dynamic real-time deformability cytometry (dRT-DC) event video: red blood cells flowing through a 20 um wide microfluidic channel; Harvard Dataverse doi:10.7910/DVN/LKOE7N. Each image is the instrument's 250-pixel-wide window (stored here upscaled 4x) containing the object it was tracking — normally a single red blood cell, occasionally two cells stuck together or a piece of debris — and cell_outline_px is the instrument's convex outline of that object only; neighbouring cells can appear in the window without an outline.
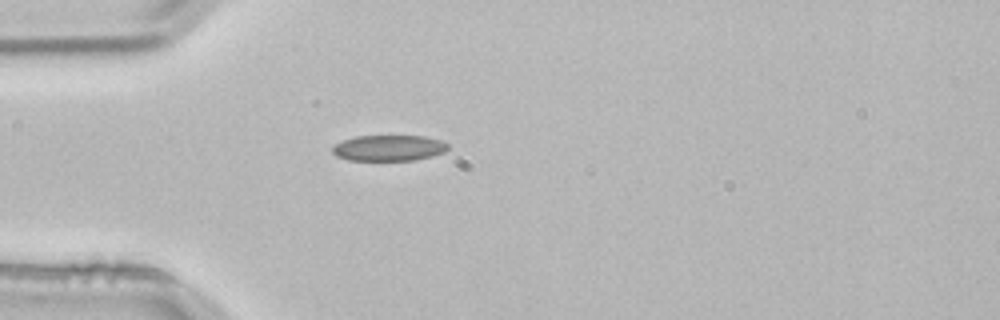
{"species": "common noctule bat (a hibernating species)", "species_latin": "Nyctalus noctula", "temperature_condition": "room temperature", "stored_images_in_passage": 1, "camera_frame_rate_fps": 3000, "um_per_image_px": 0.085, "animal": {"sex": "male", "body_mass_g": 21.5, "forearm_length_mm": 52.0}, "frame": {"image": 1, "passage_image": 1, "time_ms": 0.0, "image_size_px": [1000, 320], "cell_outline_px": [[448, 148], [444, 152], [432, 156], [416, 160], [348, 160], [336, 156], [332, 152], [332, 148], [336, 144], [344, 140], [356, 136], [424, 136], [444, 140], [448, 144]], "centroid_in_image_um": [33.08, 12.58], "position_along_channel_um": 51.9, "area_um2": 17.46}}